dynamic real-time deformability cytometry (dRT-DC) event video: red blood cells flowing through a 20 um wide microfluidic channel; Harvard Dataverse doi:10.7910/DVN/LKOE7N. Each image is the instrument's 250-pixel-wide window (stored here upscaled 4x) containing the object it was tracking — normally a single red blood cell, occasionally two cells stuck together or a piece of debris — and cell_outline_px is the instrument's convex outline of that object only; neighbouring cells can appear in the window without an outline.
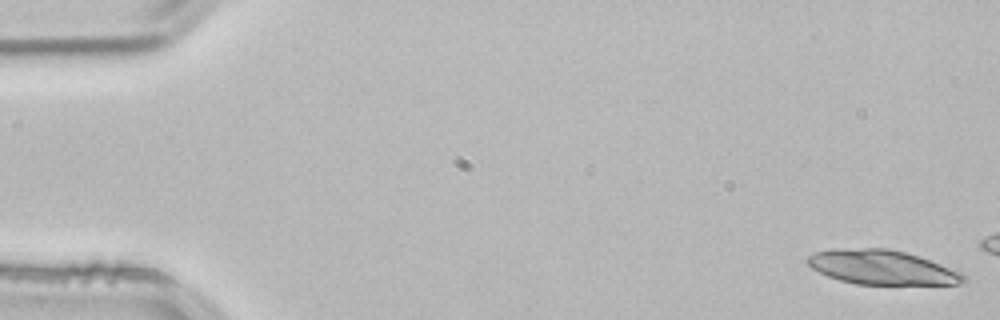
{"species": "common noctule bat (a hibernating species)", "species_latin": "Nyctalus noctula", "temperature_condition": "room temperature", "stored_images_in_passage": 8, "camera_frame_rate_fps": 3000, "um_per_image_px": 0.085, "animal": {"sex": "male", "body_mass_g": 21.5, "forearm_length_mm": 52.0}, "frame": {"image": 1, "passage_image": 1, "time_ms": 0.0, "image_size_px": [1000, 320], "cell_outline_px": [[968, 280], [960, 284], [856, 284], [840, 280], [828, 276], [812, 268], [804, 260], [808, 256], [816, 252], [832, 248], [888, 248], [904, 252], [940, 264], [960, 272]], "centroid_in_image_um": [74.91, 22.72], "position_along_channel_um": 10.1, "area_um2": 31.04}}